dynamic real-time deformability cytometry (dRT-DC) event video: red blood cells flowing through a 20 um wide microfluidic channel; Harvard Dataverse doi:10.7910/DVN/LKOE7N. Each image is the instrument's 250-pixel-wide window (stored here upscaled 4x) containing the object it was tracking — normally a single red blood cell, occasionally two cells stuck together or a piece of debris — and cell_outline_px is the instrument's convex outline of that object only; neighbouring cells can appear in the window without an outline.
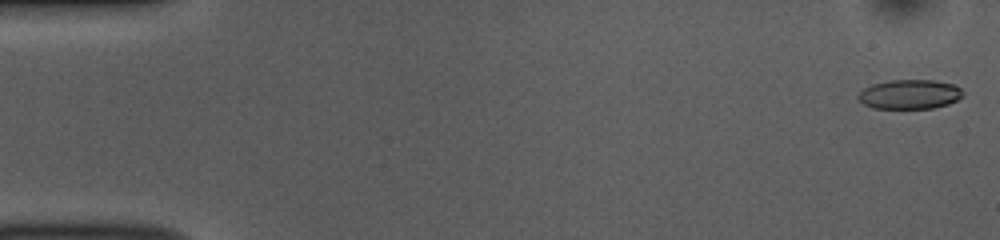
{"species": "common noctule bat (a hibernating species)", "species_latin": "Nyctalus noctula", "temperature_condition": "room temperature", "stored_images_in_passage": 49, "camera_frame_rate_fps": 3000, "um_per_image_px": 0.085, "animal": {"sex": "female", "body_mass_g": 10.0, "forearm_length_mm": 53.1}, "frame": {"image": 1, "passage_image": 1, "time_ms": 0.0, "image_size_px": [1000, 240], "cell_outline_px": [[964, 96], [948, 104], [932, 108], [872, 108], [864, 104], [856, 96], [864, 88], [872, 84], [888, 80], [932, 80], [956, 84], [964, 92]], "centroid_in_image_um": [77.34, 8.0], "position_along_channel_um": 7.7, "area_um2": 18.03}}
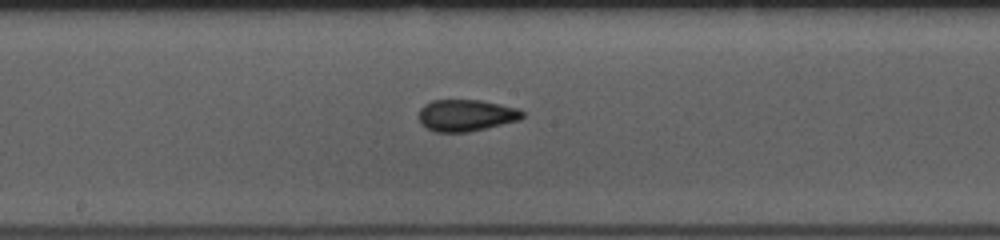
{"frame": {"image": 2, "passage_image": 27, "time_ms": 8.667, "image_size_px": [1000, 240], "cell_outline_px": [[524, 116], [520, 120], [468, 132], [436, 132], [420, 124], [420, 108], [424, 104], [432, 100], [480, 100], [520, 108], [524, 112]], "centroid_in_image_um": [39.64, 9.8], "position_along_channel_um": 208.6, "area_um2": 19.19}}
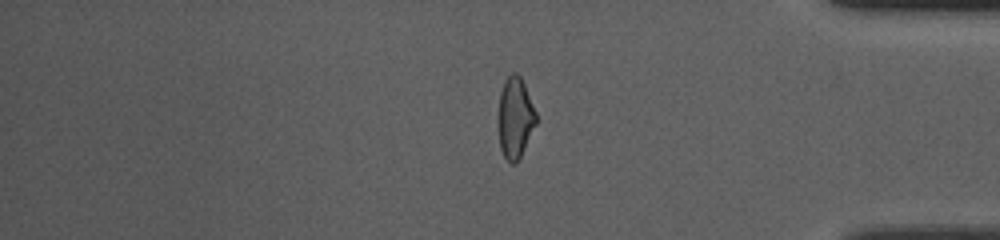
{"frame": {"image": 3, "passage_image": 43, "time_ms": 14.0, "image_size_px": [1000, 240], "cell_outline_px": [[536, 124], [516, 164], [512, 164], [504, 156], [500, 148], [500, 92], [504, 80], [512, 72], [516, 72], [520, 76], [524, 84], [536, 112]], "centroid_in_image_um": [43.8, 9.99], "position_along_channel_um": 391.4, "area_um2": 17.28}}